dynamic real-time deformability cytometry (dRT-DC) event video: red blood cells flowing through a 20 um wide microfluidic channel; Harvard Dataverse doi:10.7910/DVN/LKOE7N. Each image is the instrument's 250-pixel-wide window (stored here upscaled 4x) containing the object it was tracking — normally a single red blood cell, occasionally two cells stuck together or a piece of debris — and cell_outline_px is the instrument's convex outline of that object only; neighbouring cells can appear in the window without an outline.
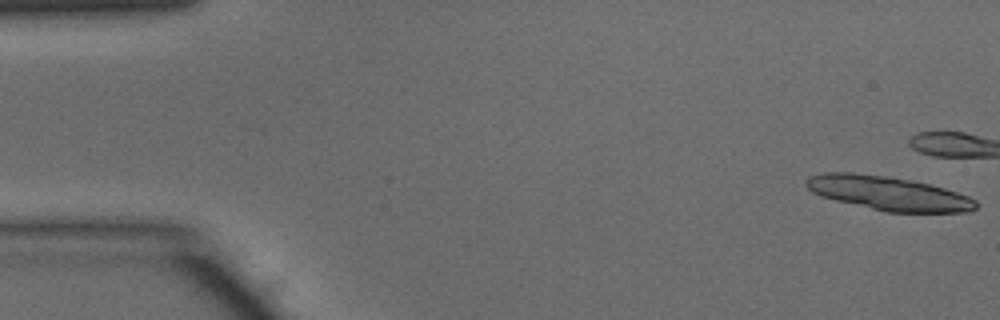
{"species": "common noctule bat (a hibernating species)", "species_latin": "Nyctalus noctula", "temperature_condition": "warm", "stored_images_in_passage": 36, "camera_frame_rate_fps": 3000, "um_per_image_px": 0.085, "animal": {"sex": "male", "body_mass_g": 15.6}, "frame": {"image": 1, "passage_image": 1, "time_ms": 0.0, "image_size_px": [1000, 320], "cell_outline_px": [[976, 208], [968, 212], [888, 212], [836, 200], [820, 196], [812, 192], [804, 184], [804, 180], [808, 176], [824, 172], [852, 172], [888, 176], [912, 180], [944, 188], [968, 196], [976, 200]], "centroid_in_image_um": [75.47, 16.41], "position_along_channel_um": 9.5, "area_um2": 33.58}}